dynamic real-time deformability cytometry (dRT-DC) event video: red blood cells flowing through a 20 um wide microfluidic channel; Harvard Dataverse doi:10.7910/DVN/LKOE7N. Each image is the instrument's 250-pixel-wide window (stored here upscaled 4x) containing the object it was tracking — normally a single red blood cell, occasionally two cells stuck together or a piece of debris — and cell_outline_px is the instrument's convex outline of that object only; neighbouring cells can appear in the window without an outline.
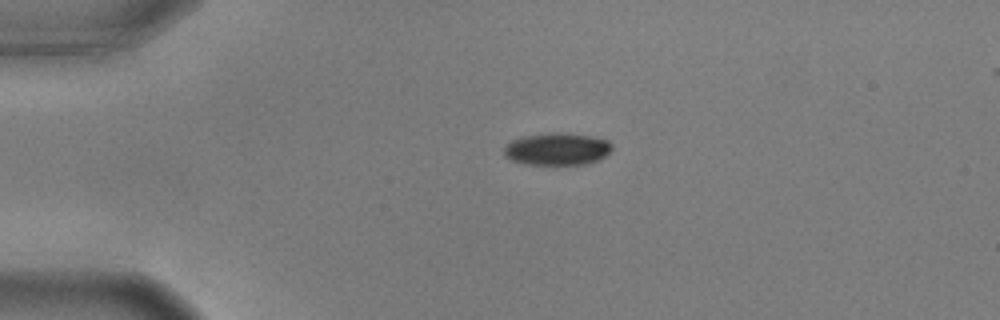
{"species": "common noctule bat (a hibernating species)", "species_latin": "Nyctalus noctula", "temperature_condition": "warm", "stored_images_in_passage": 40, "camera_frame_rate_fps": 3000, "um_per_image_px": 0.085, "animal": {"sex": "male", "body_mass_g": 17.9, "forearm_length_mm": 54.2}, "frame": {"image": 1, "passage_image": 1, "time_ms": 0.0, "image_size_px": [1000, 320], "cell_outline_px": [[612, 148], [600, 160], [584, 164], [524, 164], [512, 160], [504, 156], [504, 148], [512, 140], [524, 136], [552, 132], [560, 132], [588, 136], [608, 140], [612, 144]], "centroid_in_image_um": [47.35, 12.67], "position_along_channel_um": 37.7, "area_um2": 20.17}}
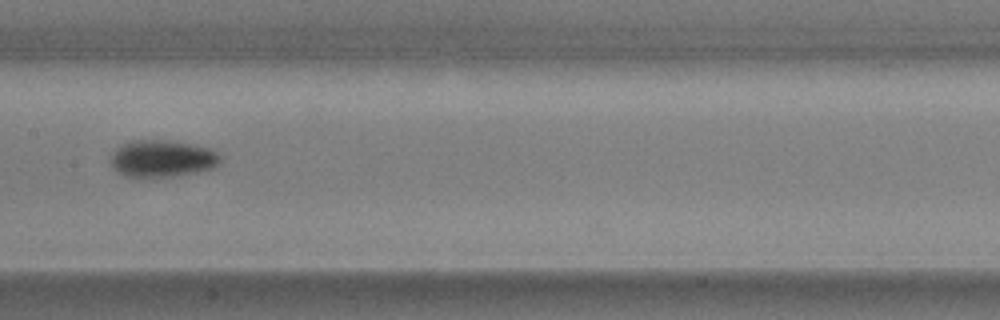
{"frame": {"image": 2, "passage_image": 17, "time_ms": 5.333, "image_size_px": [1000, 320], "cell_outline_px": [[224, 160], [220, 164], [212, 168], [196, 172], [168, 176], [124, 176], [112, 168], [112, 152], [120, 144], [128, 140], [172, 140], [208, 148], [216, 152]], "centroid_in_image_um": [13.78, 13.45], "position_along_channel_um": 193.6, "area_um2": 23.58}}
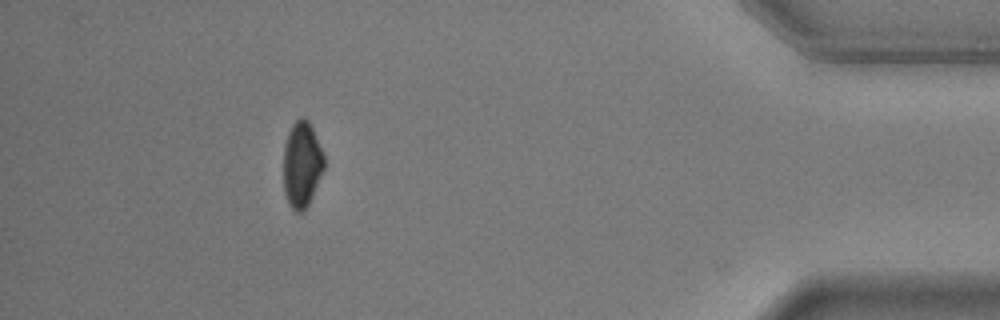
{"frame": {"image": 3, "passage_image": 39, "time_ms": 12.667, "image_size_px": [1000, 320], "cell_outline_px": [[324, 168], [312, 196], [308, 204], [300, 212], [296, 212], [288, 204], [284, 192], [284, 144], [288, 132], [292, 124], [300, 116], [304, 116], [308, 120], [324, 152]], "centroid_in_image_um": [25.65, 13.94], "position_along_channel_um": 409.5, "area_um2": 20.35}, "authors_computed_cell_mechanics": {"area_um2": 22.3397, "velocity_mm_per_s": 3.6318, "shape_relaxation_time_tau1_ms": 2.9886, "shape_relaxation_time_tau2_ms": null, "deformation_change_tau1": 0.1136, "deformation_change_tau2": null}}